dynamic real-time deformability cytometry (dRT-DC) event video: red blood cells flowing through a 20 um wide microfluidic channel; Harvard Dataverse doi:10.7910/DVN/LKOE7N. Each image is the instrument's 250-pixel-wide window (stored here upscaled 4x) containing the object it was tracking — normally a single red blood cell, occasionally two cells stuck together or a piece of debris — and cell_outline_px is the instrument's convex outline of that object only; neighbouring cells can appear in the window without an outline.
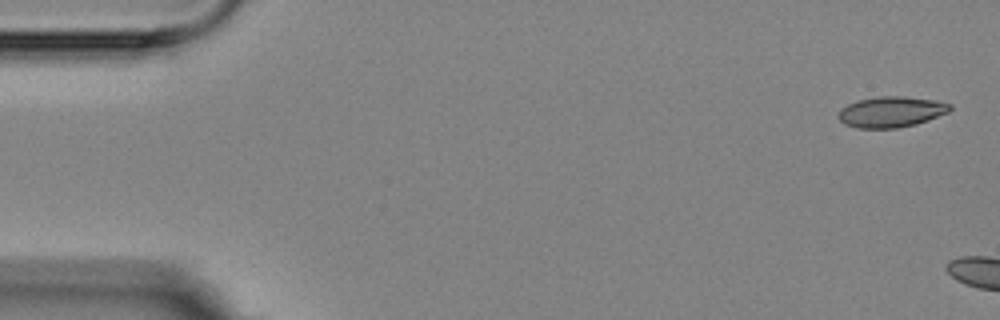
{"species": "Egyptian fruit bat (a non-hibernating species)", "species_latin": "Rousettus aegyptiacus", "temperature_condition": "room temperature", "stored_images_in_passage": 4, "camera_frame_rate_fps": 3000, "um_per_image_px": 0.085, "animal": {"sex": "female"}, "frame": {"image": 1, "passage_image": 1, "time_ms": 0.0, "image_size_px": [1000, 320], "cell_outline_px": [[952, 108], [948, 112], [928, 120], [916, 124], [896, 128], [856, 128], [844, 124], [836, 116], [840, 108], [856, 100], [880, 96], [904, 96], [936, 100], [952, 104]], "centroid_in_image_um": [75.72, 9.5], "position_along_channel_um": 9.3, "area_um2": 20.23}}